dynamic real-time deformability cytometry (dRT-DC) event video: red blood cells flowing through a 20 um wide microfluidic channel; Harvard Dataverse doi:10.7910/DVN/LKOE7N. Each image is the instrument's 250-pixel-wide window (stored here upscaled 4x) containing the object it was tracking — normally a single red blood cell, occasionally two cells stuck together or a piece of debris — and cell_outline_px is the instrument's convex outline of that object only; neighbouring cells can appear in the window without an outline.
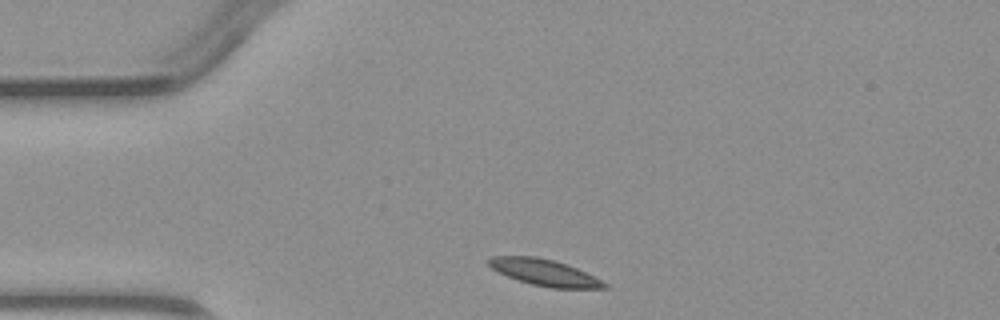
{"species": "common noctule bat (a hibernating species)", "species_latin": "Nyctalus noctula", "temperature_condition": "warm", "stored_images_in_passage": 2, "camera_frame_rate_fps": 3000, "um_per_image_px": 0.085, "animal": {"sex": "male", "body_mass_g": 23.1, "forearm_length_mm": 52.7}, "frame": {"image": 1, "passage_image": 1, "time_ms": 0.0, "image_size_px": [1000, 320], "cell_outline_px": [[608, 288], [552, 288], [532, 284], [508, 276], [492, 268], [488, 264], [488, 260], [492, 256], [536, 256], [568, 264], [608, 284]], "centroid_in_image_um": [46.28, 23.15], "position_along_channel_um": 38.7, "area_um2": 17.4}}
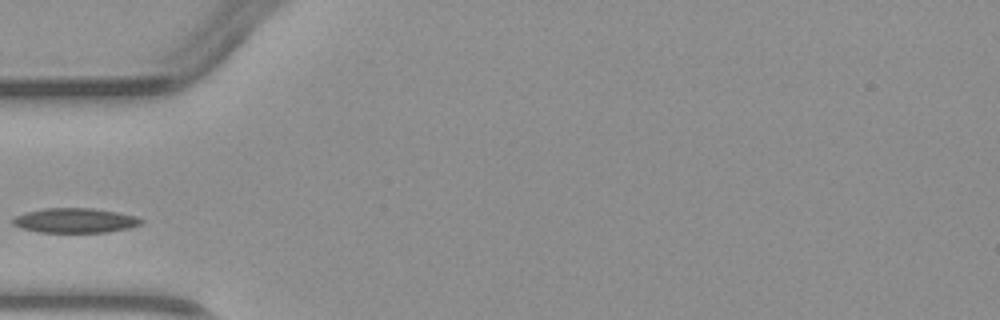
{"frame": {"image": 2, "passage_image": 2, "time_ms": 1.667, "image_size_px": [1000, 320], "cell_outline_px": [[144, 220], [140, 224], [128, 228], [108, 232], [40, 232], [20, 228], [12, 224], [12, 220], [16, 216], [24, 212], [44, 208], [92, 208], [116, 212], [136, 216]], "centroid_in_image_um": [6.35, 18.74], "position_along_channel_um": 78.6, "area_um2": 18.44}}